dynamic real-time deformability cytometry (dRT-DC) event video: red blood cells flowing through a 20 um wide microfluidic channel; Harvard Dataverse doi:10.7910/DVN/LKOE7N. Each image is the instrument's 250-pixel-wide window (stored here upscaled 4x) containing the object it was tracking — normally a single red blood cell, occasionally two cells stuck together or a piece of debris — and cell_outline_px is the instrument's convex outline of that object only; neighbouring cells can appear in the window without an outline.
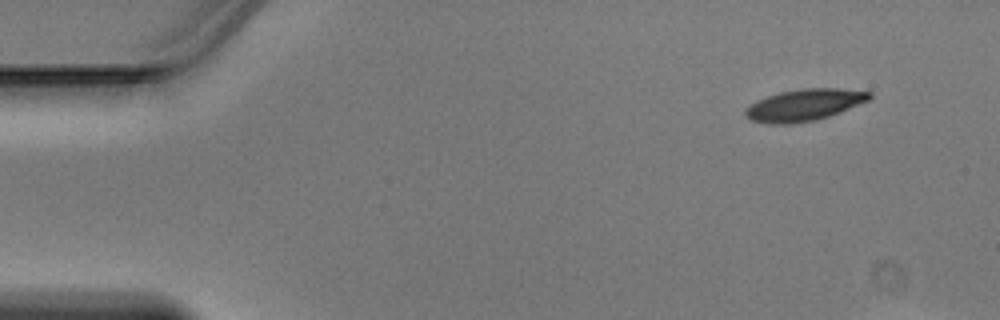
{"species": "Egyptian fruit bat (a non-hibernating species)", "species_latin": "Rousettus aegyptiacus", "temperature_condition": "warm", "stored_images_in_passage": 10, "camera_frame_rate_fps": 3000, "um_per_image_px": 0.085, "animal": {"sex": "male"}, "frame": {"image": 1, "passage_image": 1, "time_ms": 0.0, "image_size_px": [1000, 320], "cell_outline_px": [[872, 96], [868, 100], [828, 116], [816, 120], [792, 124], [768, 124], [752, 120], [744, 116], [744, 112], [748, 104], [756, 100], [780, 92], [804, 88], [840, 88], [872, 92]], "centroid_in_image_um": [68.31, 8.92], "position_along_channel_um": 16.7, "area_um2": 22.89}}